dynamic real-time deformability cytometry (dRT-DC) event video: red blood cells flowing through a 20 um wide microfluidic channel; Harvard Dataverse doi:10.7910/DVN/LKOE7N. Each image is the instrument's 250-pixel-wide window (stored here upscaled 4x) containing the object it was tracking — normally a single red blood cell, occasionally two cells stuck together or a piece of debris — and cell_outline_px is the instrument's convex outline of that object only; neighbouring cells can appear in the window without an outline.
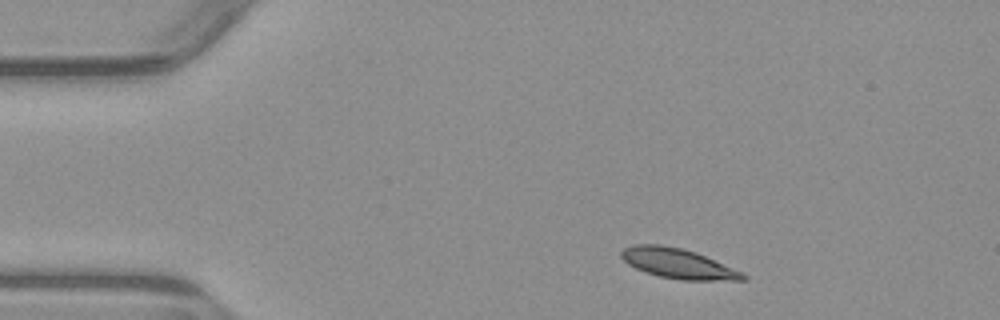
{"species": "common noctule bat (a hibernating species)", "species_latin": "Nyctalus noctula", "temperature_condition": "warm", "stored_images_in_passage": 3, "camera_frame_rate_fps": 3000, "um_per_image_px": 0.085, "animal": {"sex": "male", "body_mass_g": 23.1, "forearm_length_mm": 52.7}, "frame": {"image": 1, "passage_image": 1, "time_ms": 0.0, "image_size_px": [1000, 320], "cell_outline_px": [[748, 280], [680, 280], [660, 276], [644, 272], [628, 264], [620, 256], [620, 252], [624, 248], [632, 244], [660, 244], [680, 248], [696, 252], [744, 272], [748, 276]], "centroid_in_image_um": [57.65, 22.4], "position_along_channel_um": 27.4, "area_um2": 21.39}}
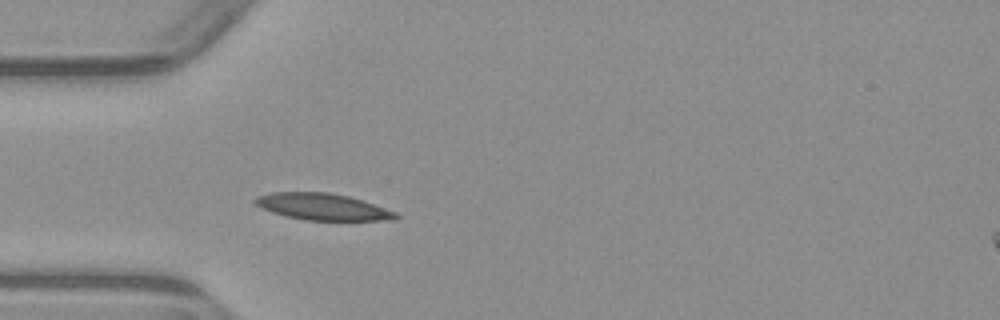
{"frame": {"image": 2, "passage_image": 3, "time_ms": 2.333, "image_size_px": [1000, 320], "cell_outline_px": [[400, 216], [396, 220], [304, 220], [272, 212], [256, 204], [252, 200], [256, 196], [272, 192], [328, 192], [348, 196], [396, 212]], "centroid_in_image_um": [27.41, 17.57], "position_along_channel_um": 57.6, "area_um2": 21.56}}